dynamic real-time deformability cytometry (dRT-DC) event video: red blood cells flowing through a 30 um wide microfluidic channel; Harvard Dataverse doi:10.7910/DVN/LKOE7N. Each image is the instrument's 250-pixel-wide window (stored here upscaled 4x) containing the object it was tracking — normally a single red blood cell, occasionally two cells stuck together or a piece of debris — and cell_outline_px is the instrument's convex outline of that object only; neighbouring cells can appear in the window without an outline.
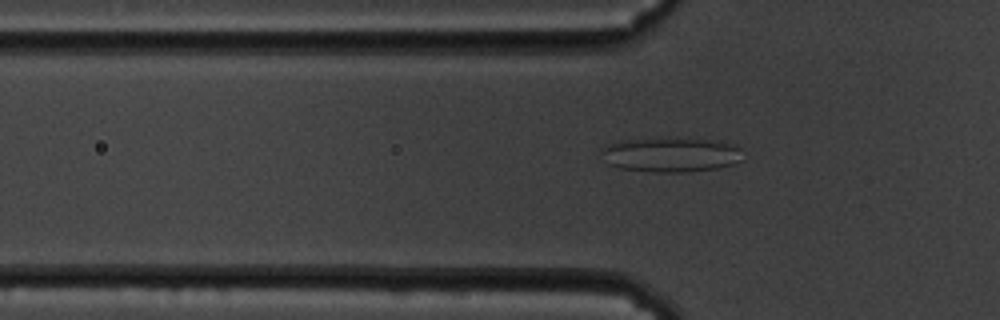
{"species": "common noctule bat (a hibernating species)", "species_latin": "Nyctalus noctula", "temperature_condition": "cold", "stored_images_in_passage": 59, "camera_frame_rate_fps": 3000, "um_per_image_px": 0.085, "animal": {"sex": "male", "body_mass_g": 19.5, "forearm_length_mm": 54.6}, "frame": {"image": 1, "passage_image": 19, "time_ms": 6.0, "image_size_px": [1000, 320], "cell_outline_px": [[744, 160], [732, 164], [716, 168], [688, 172], [652, 172], [620, 168], [608, 164], [600, 148], [608, 144], [624, 140], [676, 136], [732, 144], [740, 148]], "centroid_in_image_um": [57.02, 13.13], "position_along_channel_um": 68.8, "area_um2": 28.84}}
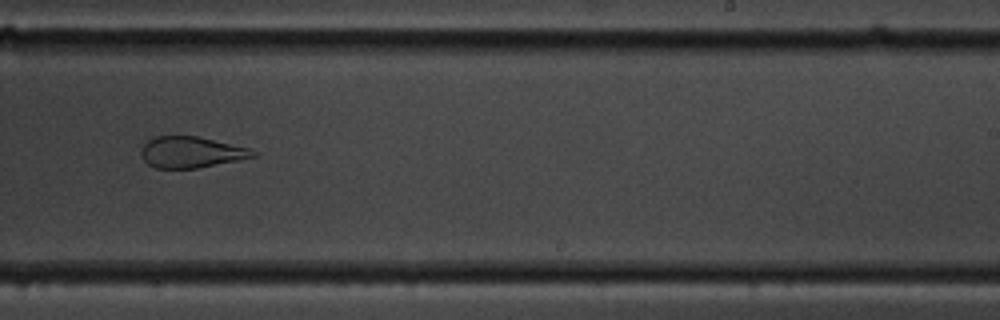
{"frame": {"image": 2, "passage_image": 37, "time_ms": 12.0, "image_size_px": [1000, 320], "cell_outline_px": [[256, 156], [200, 168], [156, 168], [148, 164], [140, 156], [140, 148], [148, 140], [156, 136], [196, 136], [252, 148], [256, 152]], "centroid_in_image_um": [16.24, 12.94], "position_along_channel_um": 272.8, "area_um2": 20.4}}
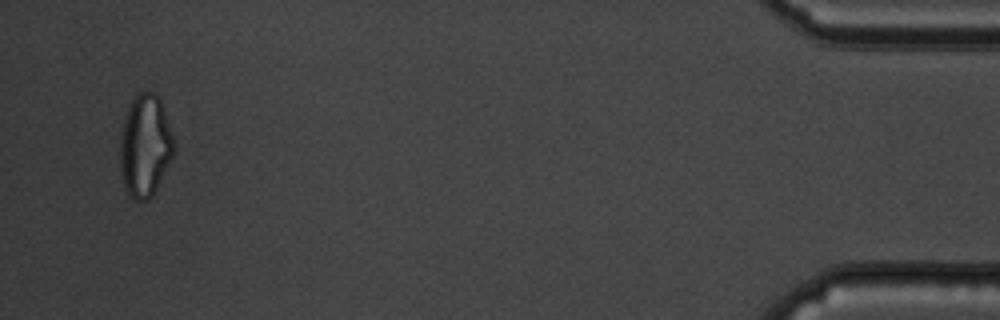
{"frame": {"image": 3, "passage_image": 57, "time_ms": 18.667, "image_size_px": [1000, 320], "cell_outline_px": [[176, 148], [152, 196], [148, 200], [136, 200], [128, 192], [124, 184], [120, 168], [120, 132], [124, 116], [128, 104], [136, 92], [144, 88], [156, 92], [160, 100]], "centroid_in_image_um": [12.3, 12.3], "position_along_channel_um": 422.9, "area_um2": 32.19}, "authors_computed_cell_mechanics": {"area_um2": 29.0156, "velocity_mm_per_s": 3.4116, "shape_relaxation_time_tau1_ms": null, "shape_relaxation_time_tau2_ms": 2.0119, "deformation_change_tau1": null, "deformation_change_tau2": 0.0878}}